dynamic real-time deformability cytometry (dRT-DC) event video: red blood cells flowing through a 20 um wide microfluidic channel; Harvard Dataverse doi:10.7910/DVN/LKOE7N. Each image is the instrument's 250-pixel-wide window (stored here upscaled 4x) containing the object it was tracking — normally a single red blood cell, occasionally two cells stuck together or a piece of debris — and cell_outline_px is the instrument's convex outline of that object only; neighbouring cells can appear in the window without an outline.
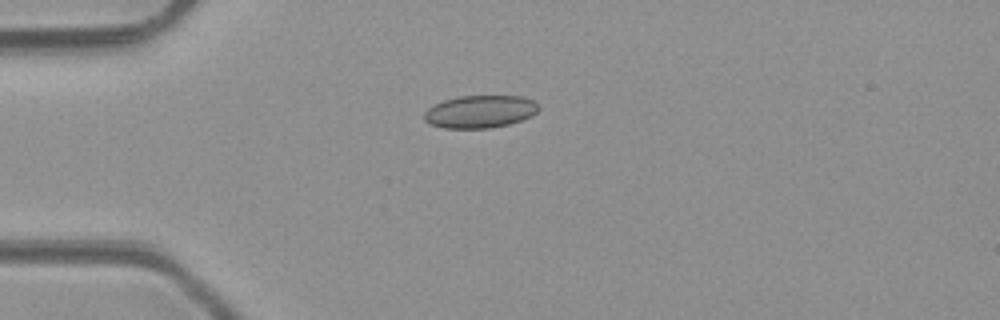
{"species": "common noctule bat (a hibernating species)", "species_latin": "Nyctalus noctula", "temperature_condition": "room temperature", "stored_images_in_passage": 5, "camera_frame_rate_fps": 3000, "um_per_image_px": 0.085, "animal": {"sex": "male", "body_mass_g": 23.1, "forearm_length_mm": 52.7}, "frame": {"image": 1, "passage_image": 5, "time_ms": 5.667, "image_size_px": [1000, 320], "cell_outline_px": [[540, 108], [532, 116], [508, 124], [488, 128], [444, 128], [432, 124], [424, 120], [424, 112], [428, 108], [444, 100], [460, 96], [520, 96], [532, 100]], "centroid_in_image_um": [40.8, 9.48], "position_along_channel_um": 44.2, "area_um2": 21.5}}